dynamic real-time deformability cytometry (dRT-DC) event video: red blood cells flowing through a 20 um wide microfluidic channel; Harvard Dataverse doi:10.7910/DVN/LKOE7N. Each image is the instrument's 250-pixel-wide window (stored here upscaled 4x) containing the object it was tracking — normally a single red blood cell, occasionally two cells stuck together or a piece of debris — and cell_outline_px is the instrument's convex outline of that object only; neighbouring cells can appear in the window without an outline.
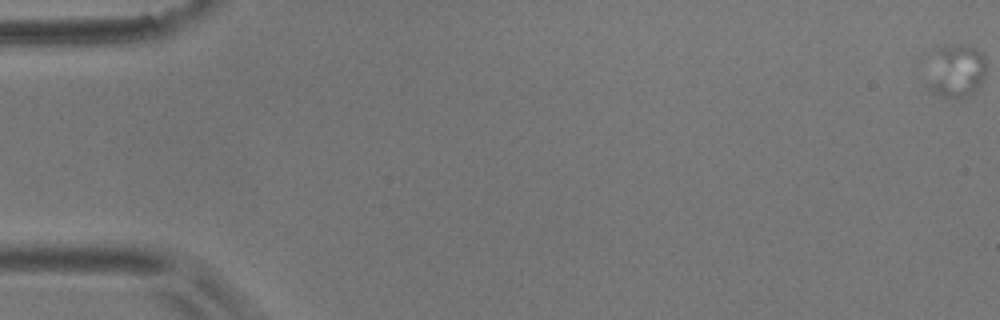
{"species": "common noctule bat (a hibernating species)", "species_latin": "Nyctalus noctula", "temperature_condition": "room temperature", "stored_images_in_passage": 24, "camera_frame_rate_fps": 3000, "um_per_image_px": 0.085, "animal": {"sex": "male", "body_mass_g": 17.9}, "frame": {"image": 1, "passage_image": 1, "time_ms": 0.0, "image_size_px": [1000, 320], "cell_outline_px": [[984, 80], [972, 92], [960, 100], [940, 96], [924, 88], [924, 84], [936, 52], [944, 44], [968, 44], [976, 48], [984, 56]], "centroid_in_image_um": [81.23, 6.06], "position_along_channel_um": 3.8, "area_um2": 18.61}}
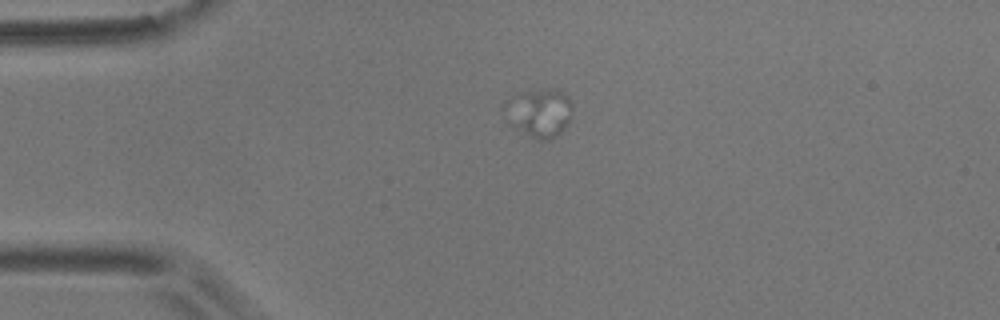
{"frame": {"image": 2, "passage_image": 15, "time_ms": 4.667, "image_size_px": [1000, 320], "cell_outline_px": [[572, 116], [568, 124], [556, 136], [548, 140], [540, 140], [508, 124], [504, 120], [504, 104], [512, 96], [524, 92], [552, 88], [568, 96], [572, 100]], "centroid_in_image_um": [45.83, 9.58], "position_along_channel_um": 39.2, "area_um2": 19.25}}
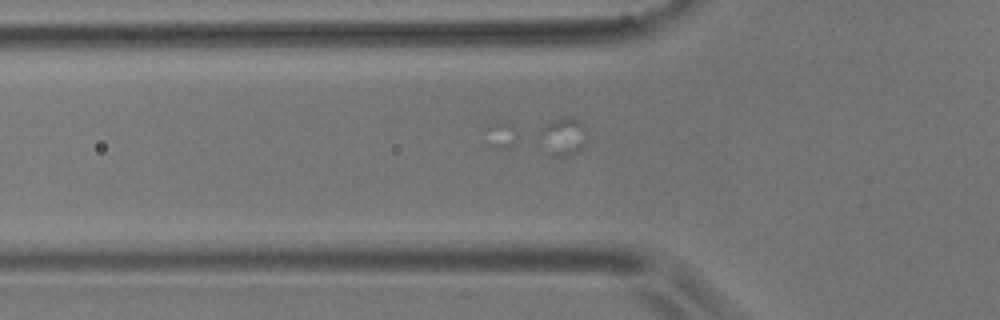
{"frame": {"image": 3, "passage_image": 21, "time_ms": 6.667, "image_size_px": [1000, 320], "cell_outline_px": [[584, 148], [580, 152], [564, 156], [552, 156], [540, 132], [540, 128], [544, 124], [552, 120], [564, 116], [572, 116], [580, 120], [584, 124]], "centroid_in_image_um": [47.93, 11.55], "position_along_channel_um": 77.9, "area_um2": 10.17}}